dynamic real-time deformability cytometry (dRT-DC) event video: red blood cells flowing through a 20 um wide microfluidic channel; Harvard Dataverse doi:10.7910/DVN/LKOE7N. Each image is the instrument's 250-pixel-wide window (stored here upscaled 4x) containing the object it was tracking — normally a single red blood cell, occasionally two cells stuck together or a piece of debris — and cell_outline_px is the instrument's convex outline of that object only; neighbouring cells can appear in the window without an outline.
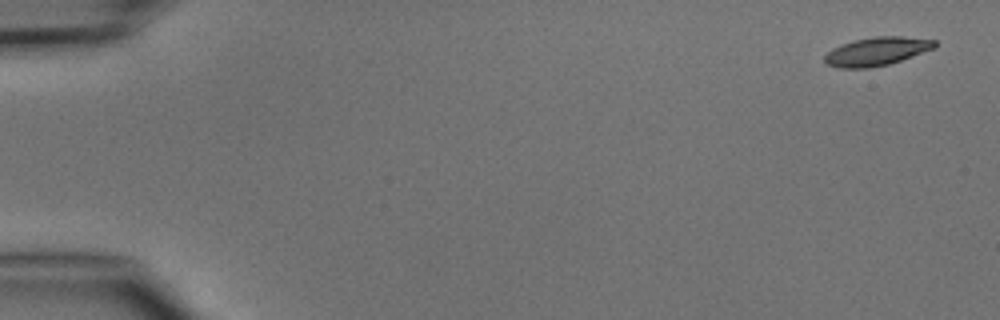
{"species": "common noctule bat (a hibernating species)", "species_latin": "Nyctalus noctula", "temperature_condition": "cold", "stored_images_in_passage": 4, "camera_frame_rate_fps": 3000, "um_per_image_px": 0.085, "animal": {"sex": "male", "body_mass_g": 15.6}, "frame": {"image": 1, "passage_image": 1, "time_ms": 0.0, "image_size_px": [1000, 320], "cell_outline_px": [[936, 48], [888, 64], [868, 68], [840, 68], [828, 64], [824, 60], [824, 56], [832, 48], [852, 40], [876, 36], [900, 36], [936, 40]], "centroid_in_image_um": [74.52, 4.36], "position_along_channel_um": 10.5, "area_um2": 18.15}}